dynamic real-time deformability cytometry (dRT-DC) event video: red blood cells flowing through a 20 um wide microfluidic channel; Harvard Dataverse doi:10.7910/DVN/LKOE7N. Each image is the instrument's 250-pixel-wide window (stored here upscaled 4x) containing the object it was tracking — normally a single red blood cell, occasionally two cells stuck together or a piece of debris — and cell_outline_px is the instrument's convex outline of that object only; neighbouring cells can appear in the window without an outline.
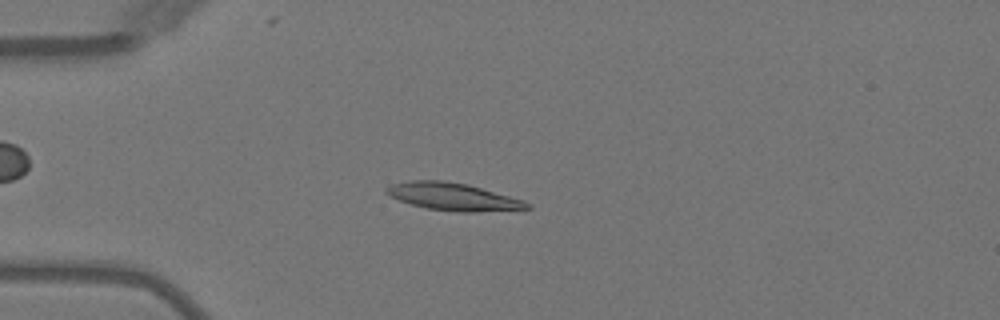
{"species": "Egyptian fruit bat (a non-hibernating species)", "species_latin": "Rousettus aegyptiacus", "temperature_condition": "warm", "stored_images_in_passage": 5, "camera_frame_rate_fps": 3000, "um_per_image_px": 0.085, "animal": {"sex": "female"}, "frame": {"image": 1, "passage_image": 4, "time_ms": 3.667, "image_size_px": [1000, 320], "cell_outline_px": [[532, 208], [476, 212], [456, 212], [428, 208], [412, 204], [400, 200], [384, 192], [384, 188], [392, 184], [412, 180], [444, 180], [468, 184], [524, 200], [532, 204]], "centroid_in_image_um": [38.54, 16.71], "position_along_channel_um": 46.5, "area_um2": 22.48}}